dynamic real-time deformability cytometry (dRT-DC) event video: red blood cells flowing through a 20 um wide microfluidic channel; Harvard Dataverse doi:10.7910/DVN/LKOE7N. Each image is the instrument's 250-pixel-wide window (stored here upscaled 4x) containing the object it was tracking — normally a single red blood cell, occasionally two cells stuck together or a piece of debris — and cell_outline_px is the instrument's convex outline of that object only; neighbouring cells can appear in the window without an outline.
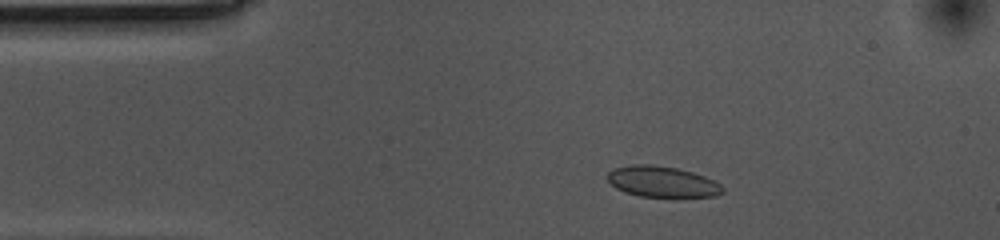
{"species": "common noctule bat (a hibernating species)", "species_latin": "Nyctalus noctula", "temperature_condition": "cold", "stored_images_in_passage": 42, "camera_frame_rate_fps": 3000, "um_per_image_px": 0.085, "animal": {"sex": "female", "body_mass_g": 10.0, "forearm_length_mm": 53.1}, "frame": {"image": 1, "passage_image": 7, "time_ms": 2.0, "image_size_px": [1000, 240], "cell_outline_px": [[724, 192], [716, 196], [676, 200], [640, 196], [624, 192], [616, 188], [604, 176], [612, 168], [632, 164], [652, 164], [676, 168], [692, 172], [704, 176], [720, 184], [724, 188]], "centroid_in_image_um": [56.3, 15.49], "position_along_channel_um": 28.7, "area_um2": 21.79}}
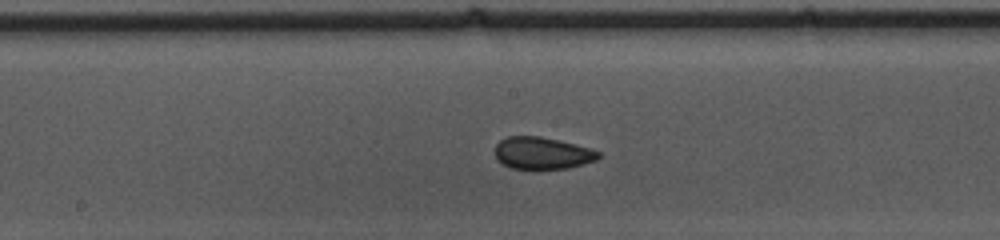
{"frame": {"image": 2, "passage_image": 25, "time_ms": 8.0, "image_size_px": [1000, 240], "cell_outline_px": [[600, 156], [596, 160], [584, 164], [568, 168], [512, 168], [504, 164], [496, 156], [496, 144], [500, 140], [508, 136], [540, 136], [592, 148], [600, 152]], "centroid_in_image_um": [46.13, 13.0], "position_along_channel_um": 202.1, "area_um2": 19.07}}
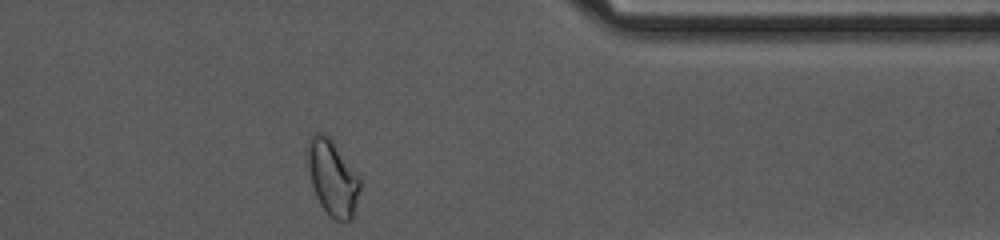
{"frame": {"image": 3, "passage_image": 42, "time_ms": 13.667, "image_size_px": [1000, 240], "cell_outline_px": [[360, 188], [352, 220], [344, 224], [336, 220], [320, 204], [316, 196], [312, 184], [308, 168], [308, 140], [316, 132], [324, 132], [328, 136], [360, 176]], "centroid_in_image_um": [28.29, 15.13], "position_along_channel_um": 383.1, "area_um2": 22.89}, "authors_computed_cell_mechanics": {"area_um2": 20.0566, "velocity_mm_per_s": 3.5254, "shape_relaxation_time_tau1_ms": 10.573, "shape_relaxation_time_tau2_ms": 1.517, "deformation_change_tau1": 0.1326, "deformation_change_tau2": 0.0555}}